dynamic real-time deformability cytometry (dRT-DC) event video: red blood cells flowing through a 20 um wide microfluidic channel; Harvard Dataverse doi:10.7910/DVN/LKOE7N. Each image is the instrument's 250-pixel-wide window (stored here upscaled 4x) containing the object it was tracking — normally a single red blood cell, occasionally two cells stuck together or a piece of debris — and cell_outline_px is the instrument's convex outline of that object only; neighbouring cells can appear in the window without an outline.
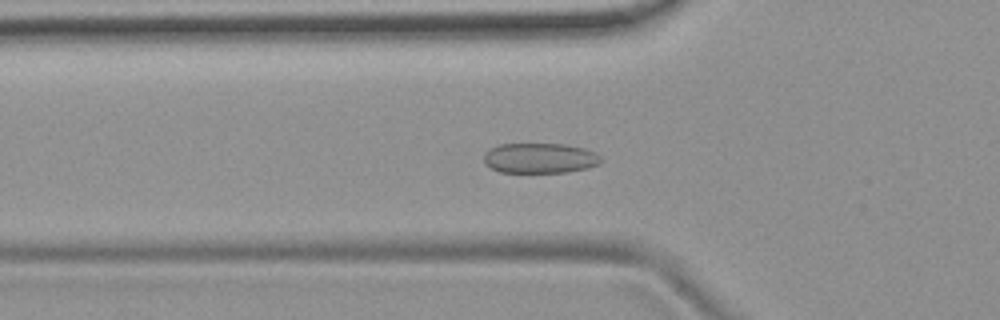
{"species": "common noctule bat (a hibernating species)", "species_latin": "Nyctalus noctula", "temperature_condition": "room temperature", "stored_images_in_passage": 46, "camera_frame_rate_fps": 3000, "um_per_image_px": 0.085, "animal": {"sex": "female", "body_mass_g": 19.9}, "frame": {"image": 1, "passage_image": 11, "time_ms": 3.333, "image_size_px": [1000, 320], "cell_outline_px": [[604, 160], [600, 164], [588, 168], [568, 172], [500, 172], [492, 168], [484, 160], [484, 152], [488, 148], [500, 144], [564, 144], [584, 148], [596, 152]], "centroid_in_image_um": [45.93, 13.43], "position_along_channel_um": 79.9, "area_um2": 20.75}}
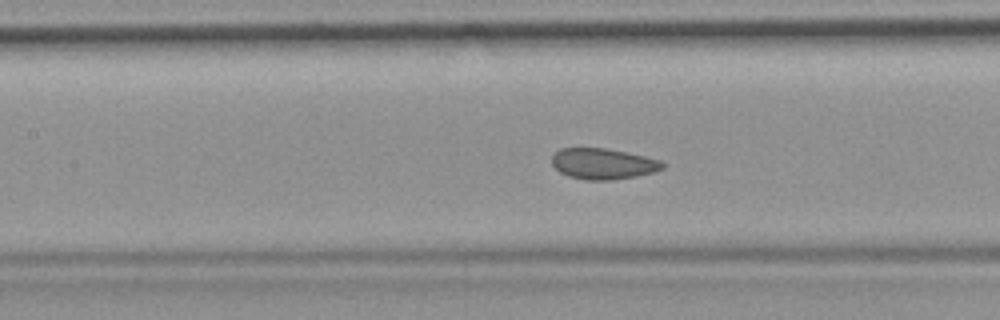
{"frame": {"image": 2, "passage_image": 17, "time_ms": 5.333, "image_size_px": [1000, 320], "cell_outline_px": [[664, 168], [652, 172], [636, 176], [612, 180], [584, 180], [568, 176], [560, 172], [552, 164], [552, 156], [560, 148], [604, 148], [644, 156], [660, 160], [664, 164]], "centroid_in_image_um": [51.23, 13.93], "position_along_channel_um": 156.2, "area_um2": 19.77}}
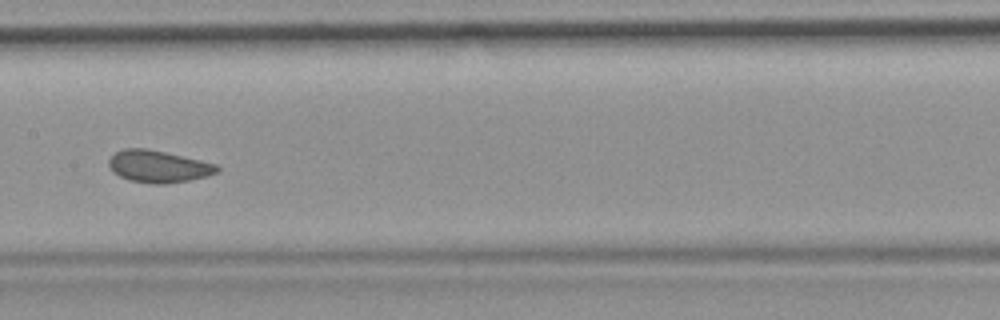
{"frame": {"image": 3, "passage_image": 20, "time_ms": 6.333, "image_size_px": [1000, 320], "cell_outline_px": [[220, 168], [216, 172], [204, 176], [188, 180], [164, 184], [152, 184], [128, 180], [112, 172], [108, 164], [108, 160], [116, 152], [124, 148], [148, 148], [200, 160], [216, 164]], "centroid_in_image_um": [13.41, 14.14], "position_along_channel_um": 194.0, "area_um2": 20.11}, "authors_computed_cell_mechanics": {"area_um2": 20.519, "velocity_mm_per_s": 3.7965, "shape_relaxation_time_tau1_ms": 3.9979, "shape_relaxation_time_tau2_ms": 1.0873, "deformation_change_tau1": 0.0679, "deformation_change_tau2": 0.0566}}